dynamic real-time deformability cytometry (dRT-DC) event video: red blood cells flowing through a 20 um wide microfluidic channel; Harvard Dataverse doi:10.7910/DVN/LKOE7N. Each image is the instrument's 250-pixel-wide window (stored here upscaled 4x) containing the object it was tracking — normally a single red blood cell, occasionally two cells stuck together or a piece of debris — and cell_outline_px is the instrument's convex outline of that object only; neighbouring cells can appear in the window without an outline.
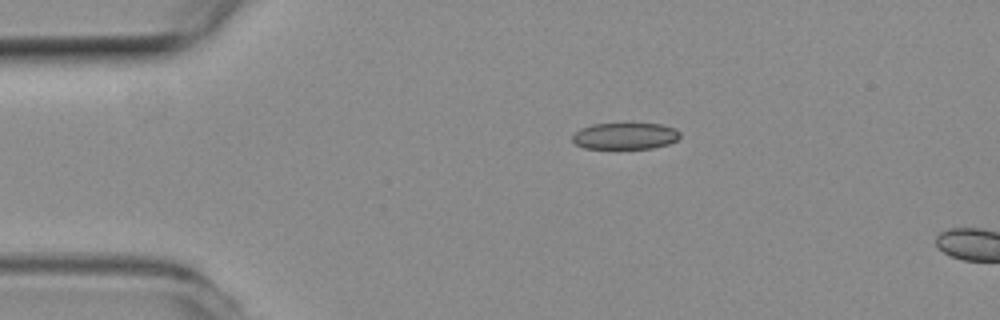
{"species": "common noctule bat (a hibernating species)", "species_latin": "Nyctalus noctula", "temperature_condition": "room temperature", "stored_images_in_passage": 4, "camera_frame_rate_fps": 3000, "um_per_image_px": 0.085, "animal": {"sex": "female", "body_mass_g": 19.3, "forearm_length_mm": 54.1}, "frame": {"image": 1, "passage_image": 1, "time_ms": 0.0, "image_size_px": [1000, 320], "cell_outline_px": [[680, 136], [676, 140], [668, 144], [652, 148], [584, 148], [576, 144], [572, 140], [572, 136], [580, 128], [592, 124], [624, 120], [660, 124], [676, 128], [680, 132]], "centroid_in_image_um": [53.14, 11.49], "position_along_channel_um": 31.9, "area_um2": 17.51}}